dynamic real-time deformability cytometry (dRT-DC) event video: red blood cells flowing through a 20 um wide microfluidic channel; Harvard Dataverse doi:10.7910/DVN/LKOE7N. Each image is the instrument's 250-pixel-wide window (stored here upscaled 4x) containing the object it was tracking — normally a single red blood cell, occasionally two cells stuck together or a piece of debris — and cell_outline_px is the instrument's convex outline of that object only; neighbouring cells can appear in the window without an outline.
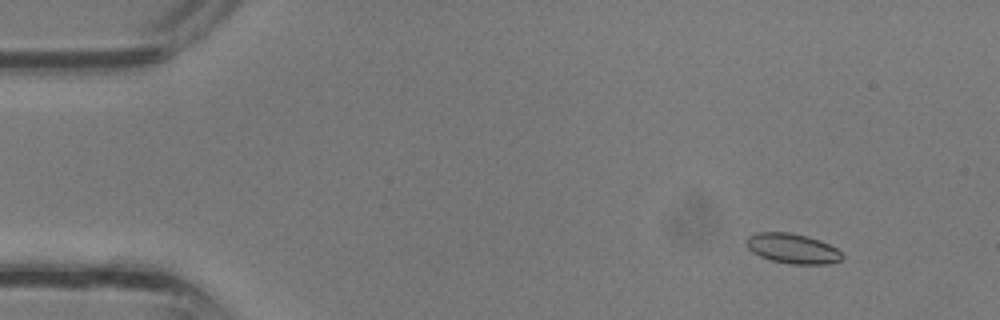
{"species": "common noctule bat (a hibernating species)", "species_latin": "Nyctalus noctula", "temperature_condition": "room temperature", "stored_images_in_passage": 12, "camera_frame_rate_fps": 3000, "um_per_image_px": 0.085, "animal": {"sex": "male", "body_mass_g": 13.3}, "frame": {"image": 1, "passage_image": 2, "time_ms": 0.333, "image_size_px": [1000, 320], "cell_outline_px": [[844, 256], [840, 260], [828, 264], [788, 264], [772, 260], [760, 256], [752, 252], [748, 248], [748, 236], [756, 232], [788, 232], [808, 236], [820, 240], [836, 248]], "centroid_in_image_um": [67.38, 21.12], "position_along_channel_um": 17.6, "area_um2": 16.65}}
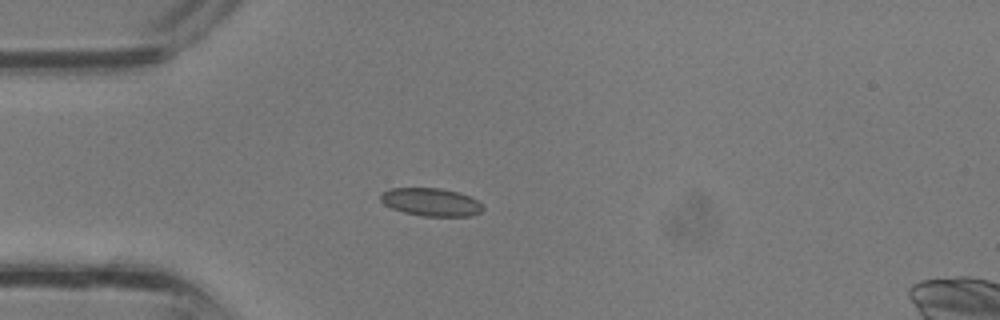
{"frame": {"image": 2, "passage_image": 8, "time_ms": 2.333, "image_size_px": [1000, 320], "cell_outline_px": [[484, 208], [480, 212], [472, 216], [424, 216], [404, 212], [392, 208], [384, 204], [380, 200], [380, 192], [392, 188], [440, 188], [460, 192], [476, 200]], "centroid_in_image_um": [36.61, 17.17], "position_along_channel_um": 48.4, "area_um2": 16.65}}
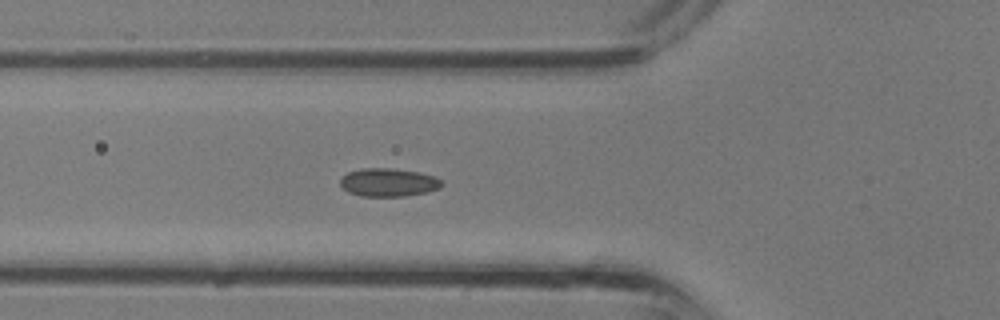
{"frame": {"image": 3, "passage_image": 11, "time_ms": 3.333, "image_size_px": [1000, 320], "cell_outline_px": [[444, 184], [440, 188], [428, 192], [404, 196], [360, 196], [348, 192], [340, 184], [340, 180], [348, 172], [360, 168], [392, 168], [420, 172], [432, 176], [440, 180]], "centroid_in_image_um": [33.02, 15.5], "position_along_channel_um": 92.8, "area_um2": 16.7}}